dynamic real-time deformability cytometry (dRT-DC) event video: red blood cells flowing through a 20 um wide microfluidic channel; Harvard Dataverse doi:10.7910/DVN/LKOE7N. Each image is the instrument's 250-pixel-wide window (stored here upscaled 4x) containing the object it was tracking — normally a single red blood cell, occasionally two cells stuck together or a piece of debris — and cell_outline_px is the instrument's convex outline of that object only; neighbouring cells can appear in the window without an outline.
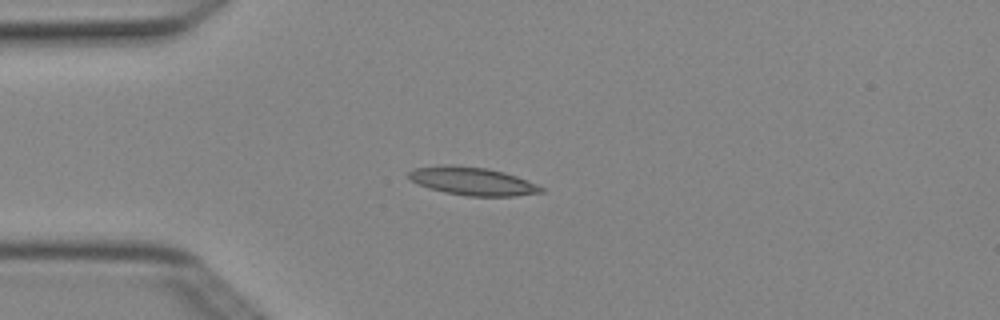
{"species": "Egyptian fruit bat (a non-hibernating species)", "species_latin": "Rousettus aegyptiacus", "temperature_condition": "cold", "stored_images_in_passage": 4, "camera_frame_rate_fps": 3000, "um_per_image_px": 0.085, "animal": {"sex": "female"}, "frame": {"image": 1, "passage_image": 4, "time_ms": 1.0, "image_size_px": [1000, 320], "cell_outline_px": [[544, 192], [516, 196], [468, 196], [444, 192], [420, 184], [412, 180], [408, 176], [408, 172], [412, 168], [440, 164], [456, 164], [488, 168], [504, 172], [516, 176], [536, 184], [544, 188]], "centroid_in_image_um": [40.15, 15.38], "position_along_channel_um": 44.8, "area_um2": 21.79}}